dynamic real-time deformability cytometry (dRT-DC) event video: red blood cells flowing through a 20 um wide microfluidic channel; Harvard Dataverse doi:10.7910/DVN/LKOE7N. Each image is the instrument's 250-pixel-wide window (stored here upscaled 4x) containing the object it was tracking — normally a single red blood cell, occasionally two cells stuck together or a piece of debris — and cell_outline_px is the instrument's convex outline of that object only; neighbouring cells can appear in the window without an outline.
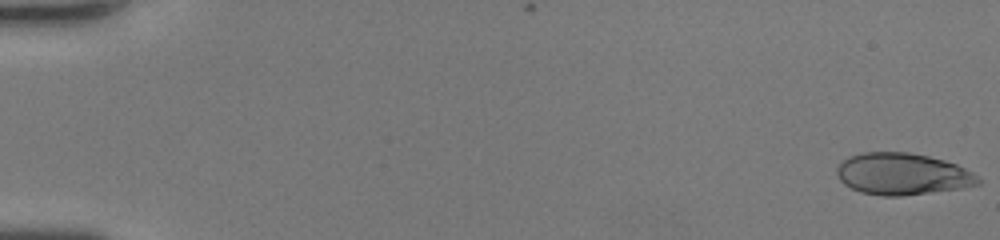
{"species": "human", "species_latin": "Homo sapiens", "temperature_condition": "room temperature", "stored_images_in_passage": 51, "camera_frame_rate_fps": 3000, "um_per_image_px": 0.085, "donor": {"sex": "female"}, "frame": {"image": 1, "passage_image": 1, "time_ms": 0.0, "image_size_px": [1000, 240], "cell_outline_px": [[980, 184], [960, 188], [900, 196], [880, 196], [860, 192], [844, 184], [836, 176], [836, 168], [848, 156], [864, 152], [908, 152], [928, 156], [944, 160], [956, 164], [980, 176]], "centroid_in_image_um": [76.69, 14.79], "position_along_channel_um": 8.3, "area_um2": 34.39}}
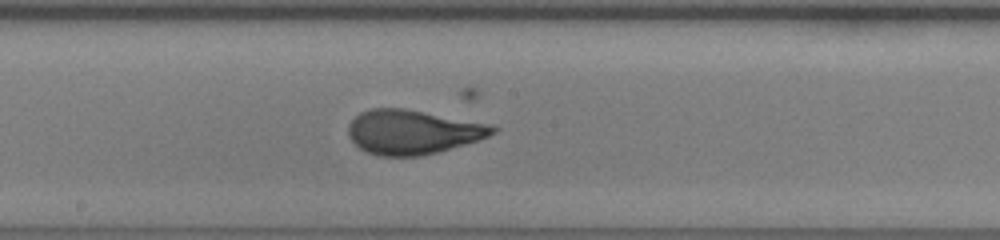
{"frame": {"image": 2, "passage_image": 29, "time_ms": 9.333, "image_size_px": [1000, 240], "cell_outline_px": [[496, 132], [488, 136], [464, 144], [436, 152], [420, 156], [380, 156], [368, 152], [360, 148], [348, 136], [348, 124], [360, 112], [372, 108], [404, 108], [492, 124], [496, 128]], "centroid_in_image_um": [35.06, 11.21], "position_along_channel_um": 213.1, "area_um2": 37.05}}
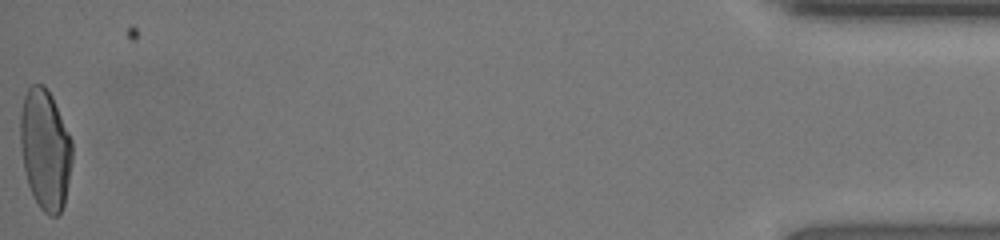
{"frame": {"image": 3, "passage_image": 51, "time_ms": 16.667, "image_size_px": [1000, 240], "cell_outline_px": [[72, 160], [64, 204], [60, 212], [56, 216], [48, 216], [40, 208], [28, 184], [24, 168], [20, 144], [20, 112], [24, 96], [28, 88], [32, 84], [44, 84], [52, 96], [72, 140]], "centroid_in_image_um": [3.84, 12.67], "position_along_channel_um": 431.4, "area_um2": 36.36}}